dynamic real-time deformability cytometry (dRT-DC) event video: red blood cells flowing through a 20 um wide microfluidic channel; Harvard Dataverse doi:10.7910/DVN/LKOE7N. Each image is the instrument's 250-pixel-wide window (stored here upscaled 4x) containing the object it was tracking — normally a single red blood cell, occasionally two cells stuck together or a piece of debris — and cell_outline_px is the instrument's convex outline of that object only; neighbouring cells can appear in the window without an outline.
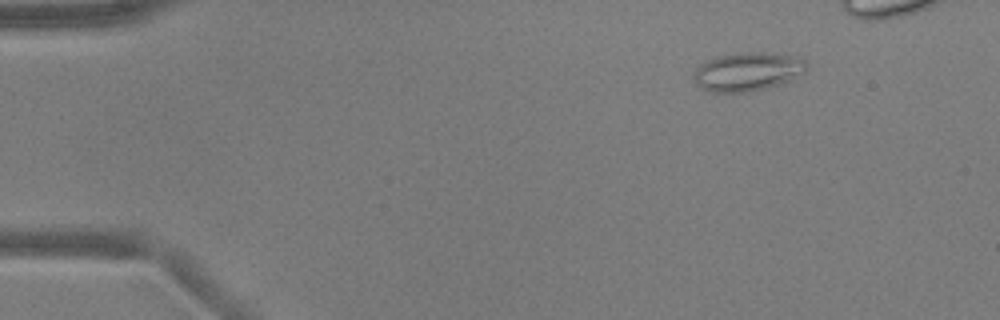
{"species": "common noctule bat (a hibernating species)", "species_latin": "Nyctalus noctula", "temperature_condition": "warm", "stored_images_in_passage": 46, "camera_frame_rate_fps": 3000, "um_per_image_px": 0.085, "animal": {"sex": "male", "body_mass_g": 17.9, "forearm_length_mm": 54.2}, "frame": {"image": 1, "passage_image": 7, "time_ms": 2.0, "image_size_px": [1000, 320], "cell_outline_px": [[808, 68], [804, 72], [788, 80], [768, 88], [744, 92], [712, 92], [700, 88], [696, 84], [692, 76], [692, 72], [700, 64], [708, 60], [720, 56], [736, 52], [764, 52], [792, 56], [804, 60], [808, 64]], "centroid_in_image_um": [63.49, 6.09], "position_along_channel_um": 21.5, "area_um2": 25.37}}
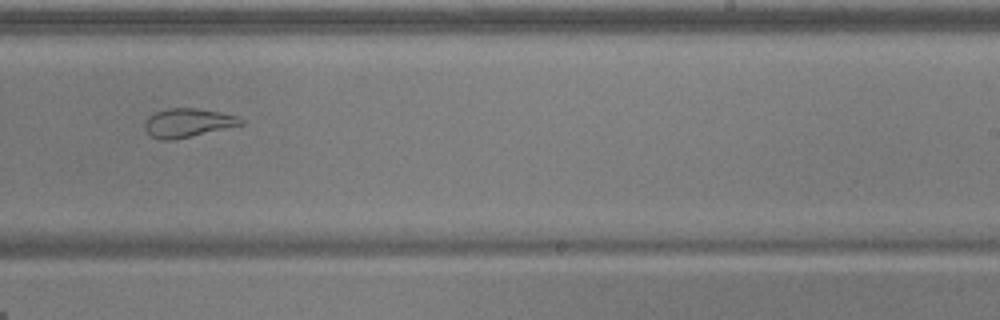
{"frame": {"image": 2, "passage_image": 33, "time_ms": 10.667, "image_size_px": [1000, 320], "cell_outline_px": [[244, 124], [172, 140], [160, 140], [152, 136], [144, 128], [144, 124], [148, 116], [156, 112], [168, 108], [196, 108], [220, 112], [236, 116], [244, 120]], "centroid_in_image_um": [15.94, 10.43], "position_along_channel_um": 273.1, "area_um2": 15.9}}
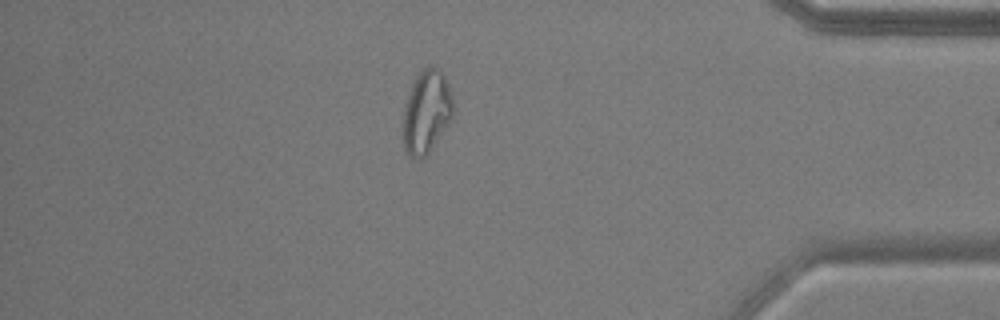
{"frame": {"image": 3, "passage_image": 45, "time_ms": 14.667, "image_size_px": [1000, 320], "cell_outline_px": [[452, 116], [428, 152], [420, 160], [416, 160], [404, 148], [404, 104], [412, 84], [416, 76], [424, 68], [432, 64], [444, 76], [448, 84], [452, 96]], "centroid_in_image_um": [36.23, 9.47], "position_along_channel_um": 399.0, "area_um2": 23.52}}